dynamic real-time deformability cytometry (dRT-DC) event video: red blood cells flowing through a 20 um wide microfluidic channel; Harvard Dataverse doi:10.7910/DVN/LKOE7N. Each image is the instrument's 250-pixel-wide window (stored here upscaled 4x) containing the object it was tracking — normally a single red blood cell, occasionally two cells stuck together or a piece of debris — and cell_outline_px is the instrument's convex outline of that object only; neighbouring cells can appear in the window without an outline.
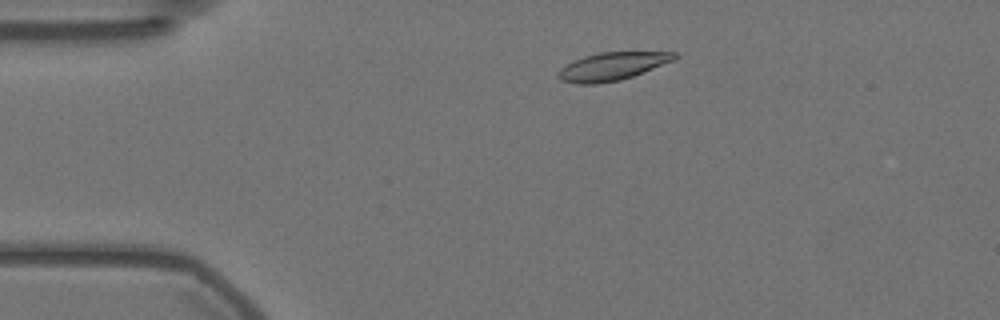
{"species": "Egyptian fruit bat (a non-hibernating species)", "species_latin": "Rousettus aegyptiacus", "temperature_condition": "warm", "stored_images_in_passage": 53, "camera_frame_rate_fps": 3000, "um_per_image_px": 0.085, "animal": {"sex": "female"}, "frame": {"image": 1, "passage_image": 7, "time_ms": 2.0, "image_size_px": [1000, 320], "cell_outline_px": [[676, 60], [644, 72], [620, 80], [596, 84], [576, 84], [560, 80], [556, 76], [556, 72], [560, 68], [572, 60], [584, 56], [600, 52], [676, 52]], "centroid_in_image_um": [51.99, 5.64], "position_along_channel_um": 33.0, "area_um2": 19.13}}
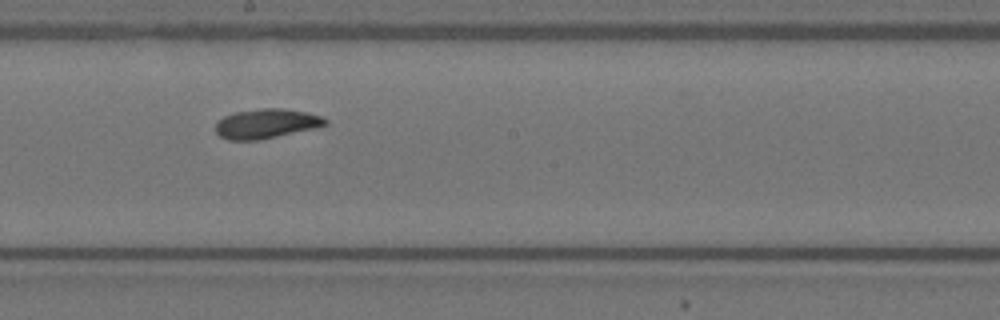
{"frame": {"image": 2, "passage_image": 27, "time_ms": 8.667, "image_size_px": [1000, 320], "cell_outline_px": [[328, 124], [316, 128], [256, 140], [228, 140], [220, 136], [216, 132], [216, 120], [224, 116], [236, 112], [260, 108], [280, 108], [304, 112], [320, 116], [328, 120]], "centroid_in_image_um": [22.61, 10.51], "position_along_channel_um": 225.6, "area_um2": 18.73}}
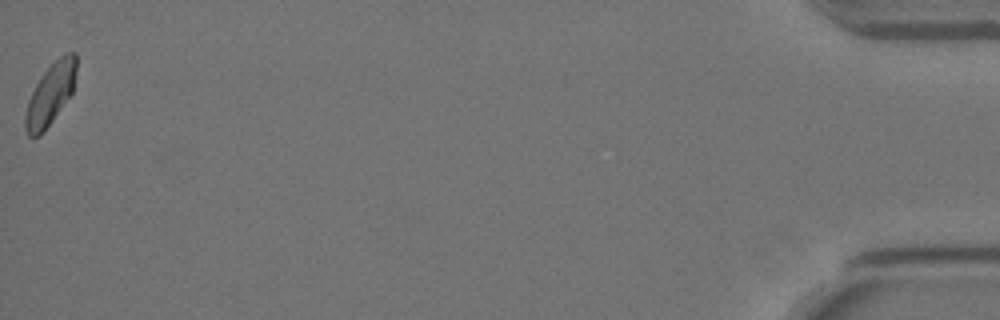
{"frame": {"image": 3, "passage_image": 53, "time_ms": 17.333, "image_size_px": [1000, 320], "cell_outline_px": [[76, 72], [72, 92], [44, 132], [40, 136], [28, 136], [24, 128], [24, 116], [28, 100], [36, 84], [44, 72], [64, 52], [76, 52]], "centroid_in_image_um": [4.27, 8.01], "position_along_channel_um": 430.9, "area_um2": 18.09}, "authors_computed_cell_mechanics": {"area_um2": 19.0162, "velocity_mm_per_s": 3.5397, "shape_relaxation_time_tau1_ms": 7.1602, "shape_relaxation_time_tau2_ms": 2.7426, "deformation_change_tau1": 0.1707, "deformation_change_tau2": 0.0768}}